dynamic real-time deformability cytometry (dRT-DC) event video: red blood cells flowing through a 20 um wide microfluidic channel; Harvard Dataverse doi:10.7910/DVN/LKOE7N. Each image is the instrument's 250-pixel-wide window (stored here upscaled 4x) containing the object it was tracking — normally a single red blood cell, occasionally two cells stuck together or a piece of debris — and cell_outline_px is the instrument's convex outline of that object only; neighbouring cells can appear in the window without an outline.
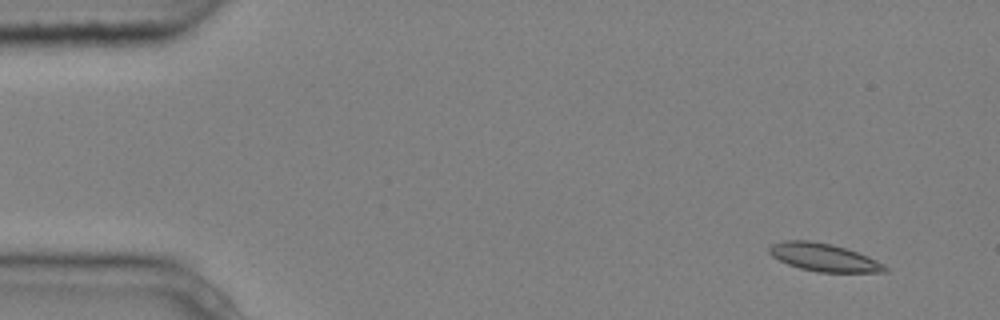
{"species": "common noctule bat (a hibernating species)", "species_latin": "Nyctalus noctula", "temperature_condition": "cold", "stored_images_in_passage": 4, "camera_frame_rate_fps": 3000, "um_per_image_px": 0.085, "animal": {"sex": "male", "body_mass_g": 20.4}, "frame": {"image": 1, "passage_image": 1, "time_ms": 0.0, "image_size_px": [1000, 320], "cell_outline_px": [[888, 272], [816, 272], [800, 268], [788, 264], [772, 256], [768, 252], [768, 248], [772, 244], [784, 240], [808, 240], [832, 244], [868, 256], [884, 264], [888, 268]], "centroid_in_image_um": [70.01, 21.88], "position_along_channel_um": 15.0, "area_um2": 18.73}}
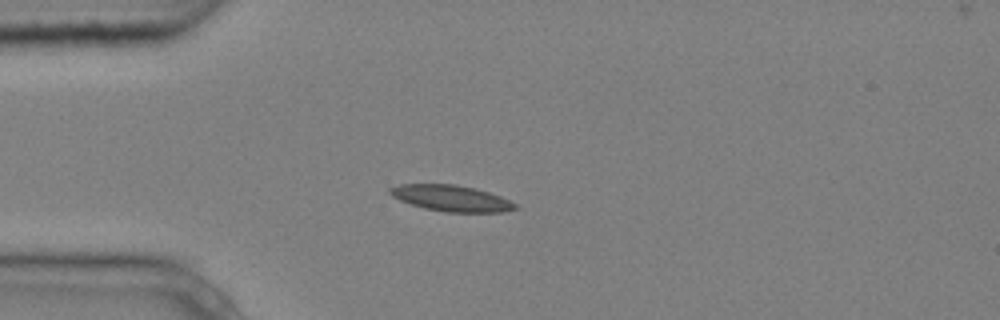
{"frame": {"image": 2, "passage_image": 4, "time_ms": 1.0, "image_size_px": [1000, 320], "cell_outline_px": [[520, 208], [504, 212], [444, 212], [424, 208], [400, 200], [392, 196], [388, 192], [388, 188], [400, 184], [456, 184], [476, 188], [500, 196], [516, 204]], "centroid_in_image_um": [38.36, 16.85], "position_along_channel_um": 46.6, "area_um2": 19.13}}